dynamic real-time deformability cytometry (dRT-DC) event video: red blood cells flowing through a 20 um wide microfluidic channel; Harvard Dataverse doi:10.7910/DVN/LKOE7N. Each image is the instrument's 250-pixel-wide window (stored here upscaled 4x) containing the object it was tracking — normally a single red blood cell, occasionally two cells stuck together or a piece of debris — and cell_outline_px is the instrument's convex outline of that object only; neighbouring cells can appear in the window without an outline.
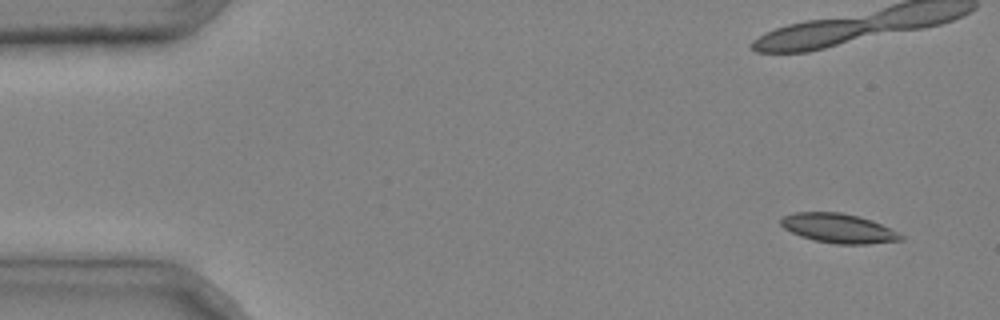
{"species": "common noctule bat (a hibernating species)", "species_latin": "Nyctalus noctula", "temperature_condition": "cold", "stored_images_in_passage": 8, "camera_frame_rate_fps": 3000, "um_per_image_px": 0.085, "animal": {"sex": "male", "body_mass_g": 20.4}, "frame": {"image": 1, "passage_image": 1, "time_ms": 0.0, "image_size_px": [1000, 320], "cell_outline_px": [[904, 240], [868, 244], [836, 244], [812, 240], [800, 236], [784, 228], [780, 224], [780, 216], [792, 212], [840, 212], [872, 220], [904, 236]], "centroid_in_image_um": [71.22, 19.4], "position_along_channel_um": 13.8, "area_um2": 20.58}}
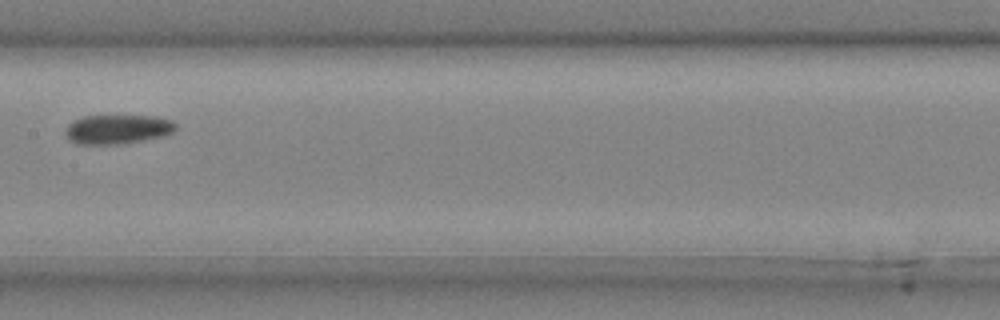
{"frame": {"image": 2, "passage_image": 8, "time_ms": 2.333, "image_size_px": [1000, 320], "cell_outline_px": [[176, 128], [172, 132], [164, 136], [116, 144], [76, 144], [68, 140], [64, 132], [64, 128], [72, 120], [84, 116], [156, 116], [172, 120], [176, 124]], "centroid_in_image_um": [9.94, 10.98], "position_along_channel_um": 197.5, "area_um2": 18.9}}